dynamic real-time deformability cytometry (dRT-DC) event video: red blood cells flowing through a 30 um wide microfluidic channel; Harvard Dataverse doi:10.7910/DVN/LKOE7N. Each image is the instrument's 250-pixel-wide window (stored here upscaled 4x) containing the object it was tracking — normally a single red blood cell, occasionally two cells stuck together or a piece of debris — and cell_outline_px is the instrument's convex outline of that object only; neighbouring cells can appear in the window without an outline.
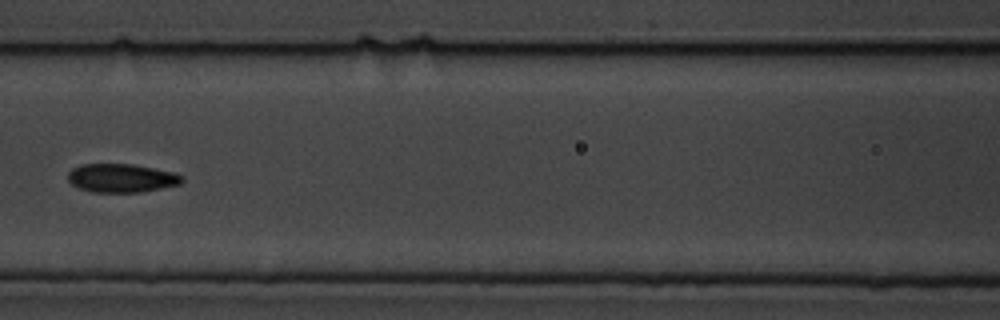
{"species": "common noctule bat (a hibernating species)", "species_latin": "Nyctalus noctula", "temperature_condition": "cold", "stored_images_in_passage": 16, "camera_frame_rate_fps": 3000, "um_per_image_px": 0.085, "animal": {"sex": "male", "body_mass_g": 19.5, "forearm_length_mm": 54.6}, "frame": {"image": 1, "passage_image": 7, "time_ms": 7.667, "image_size_px": [1000, 320], "cell_outline_px": [[184, 180], [180, 184], [140, 192], [92, 192], [80, 188], [72, 184], [68, 180], [68, 172], [72, 168], [80, 164], [132, 164], [172, 172], [184, 176]], "centroid_in_image_um": [10.31, 15.13], "position_along_channel_um": 156.3, "area_um2": 18.9}}
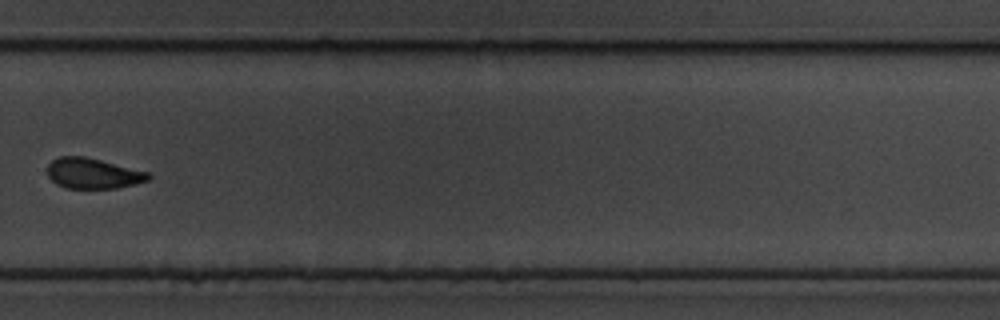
{"frame": {"image": 2, "passage_image": 11, "time_ms": 12.333, "image_size_px": [1000, 320], "cell_outline_px": [[152, 176], [148, 180], [116, 188], [64, 188], [56, 184], [48, 176], [48, 164], [52, 160], [60, 156], [84, 156], [148, 172]], "centroid_in_image_um": [7.87, 14.74], "position_along_channel_um": 321.9, "area_um2": 17.74}}
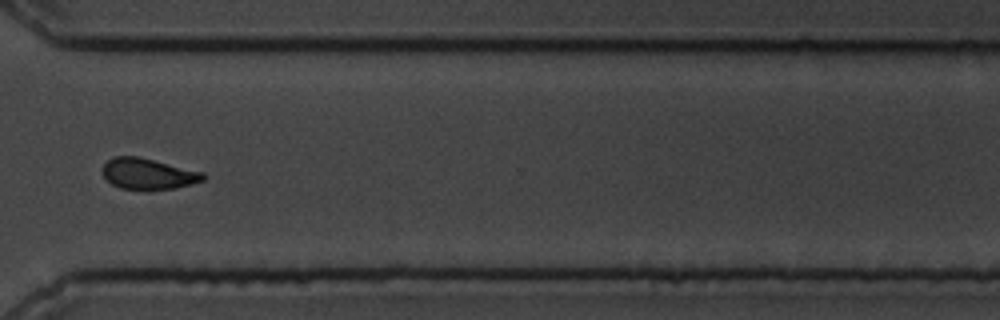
{"frame": {"image": 3, "passage_image": 12, "time_ms": 13.333, "image_size_px": [1000, 320], "cell_outline_px": [[208, 176], [204, 180], [192, 184], [176, 188], [120, 188], [112, 184], [104, 176], [104, 164], [108, 160], [116, 156], [136, 156], [204, 172]], "centroid_in_image_um": [12.64, 14.76], "position_along_channel_um": 358.0, "area_um2": 17.69}, "authors_computed_cell_mechanics": {"area_um2": 19.074, "velocity_mm_per_s": 3.5618, "shape_relaxation_time_tau1_ms": 5.0857, "shape_relaxation_time_tau2_ms": 3.2926, "deformation_change_tau1": 0.0995, "deformation_change_tau2": 0.107}}